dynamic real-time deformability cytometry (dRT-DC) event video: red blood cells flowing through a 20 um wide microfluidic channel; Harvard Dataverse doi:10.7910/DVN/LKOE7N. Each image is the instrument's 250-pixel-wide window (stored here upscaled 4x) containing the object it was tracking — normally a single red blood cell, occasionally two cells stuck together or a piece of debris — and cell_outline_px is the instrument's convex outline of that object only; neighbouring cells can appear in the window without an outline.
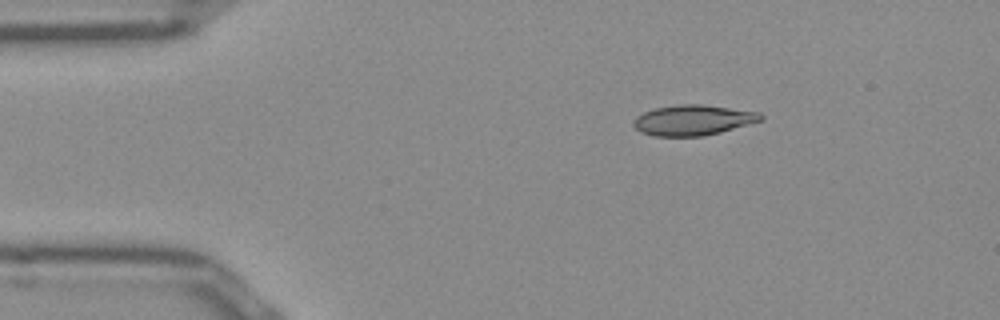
{"species": "Egyptian fruit bat (a non-hibernating species)", "species_latin": "Rousettus aegyptiacus", "temperature_condition": "room temperature", "stored_images_in_passage": 44, "camera_frame_rate_fps": 3000, "um_per_image_px": 0.085, "frame": {"image": 1, "passage_image": 1, "time_ms": 0.0, "image_size_px": [1000, 320], "cell_outline_px": [[764, 120], [720, 132], [704, 136], [656, 136], [640, 132], [632, 124], [636, 116], [644, 112], [656, 108], [680, 104], [704, 104], [760, 112], [764, 116]], "centroid_in_image_um": [58.94, 10.2], "position_along_channel_um": 26.1, "area_um2": 22.6}}
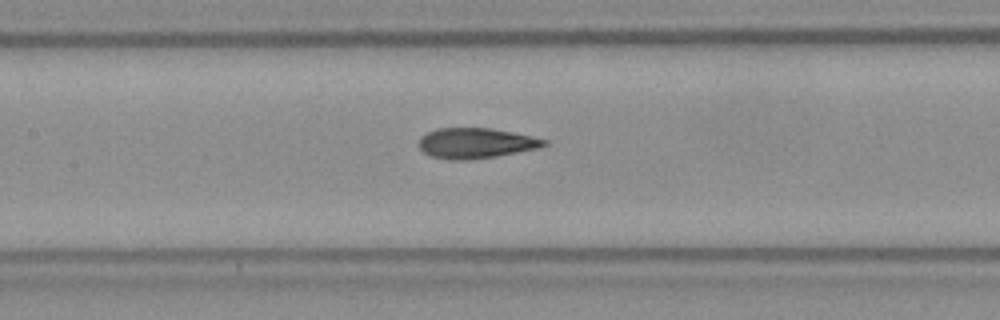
{"frame": {"image": 2, "passage_image": 16, "time_ms": 5.0, "image_size_px": [1000, 320], "cell_outline_px": [[548, 144], [536, 148], [496, 156], [468, 160], [448, 160], [432, 156], [424, 152], [420, 148], [420, 136], [436, 128], [492, 128], [532, 136], [548, 140]], "centroid_in_image_um": [40.43, 12.16], "position_along_channel_um": 167.0, "area_um2": 22.02}}
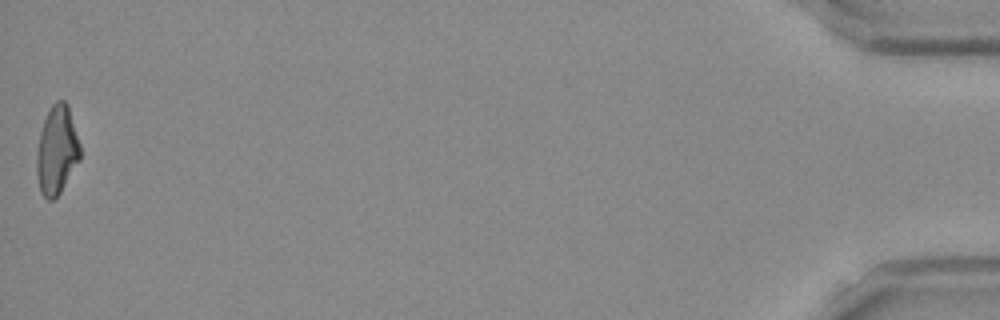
{"frame": {"image": 3, "passage_image": 44, "time_ms": 14.333, "image_size_px": [1000, 320], "cell_outline_px": [[80, 160], [60, 192], [52, 200], [48, 200], [40, 192], [36, 172], [36, 152], [40, 132], [44, 120], [52, 104], [56, 100], [64, 100], [68, 104], [80, 144]], "centroid_in_image_um": [4.82, 12.76], "position_along_channel_um": 430.4, "area_um2": 22.48}, "authors_computed_cell_mechanics": {"area_um2": 22.3975, "velocity_mm_per_s": 3.933, "shape_relaxation_time_tau1_ms": null, "shape_relaxation_time_tau2_ms": 1.5172, "deformation_change_tau1": null, "deformation_change_tau2": 0.0912}}